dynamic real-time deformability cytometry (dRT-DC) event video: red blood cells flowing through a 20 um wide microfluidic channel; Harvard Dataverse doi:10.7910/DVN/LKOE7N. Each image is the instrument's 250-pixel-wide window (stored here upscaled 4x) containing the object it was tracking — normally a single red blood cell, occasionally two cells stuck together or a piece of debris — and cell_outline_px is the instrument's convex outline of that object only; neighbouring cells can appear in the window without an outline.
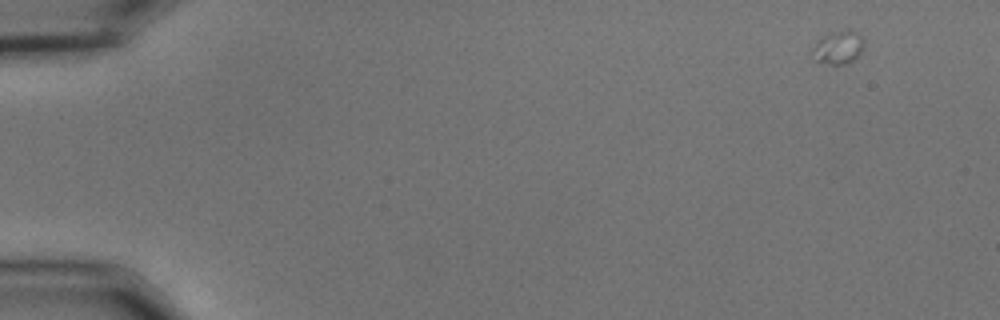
{"species": "common noctule bat (a hibernating species)", "species_latin": "Nyctalus noctula", "temperature_condition": "cold", "stored_images_in_passage": 8, "camera_frame_rate_fps": 3000, "um_per_image_px": 0.085, "animal": {"sex": "male", "body_mass_g": 15.6}, "frame": {"image": 1, "passage_image": 1, "time_ms": 0.0, "image_size_px": [1000, 320], "cell_outline_px": [[864, 48], [852, 60], [844, 64], [828, 64], [812, 60], [812, 48], [816, 40], [828, 32], [848, 28], [852, 28], [860, 32], [864, 40]], "centroid_in_image_um": [71.24, 3.97], "position_along_channel_um": 13.8, "area_um2": 10.52}}